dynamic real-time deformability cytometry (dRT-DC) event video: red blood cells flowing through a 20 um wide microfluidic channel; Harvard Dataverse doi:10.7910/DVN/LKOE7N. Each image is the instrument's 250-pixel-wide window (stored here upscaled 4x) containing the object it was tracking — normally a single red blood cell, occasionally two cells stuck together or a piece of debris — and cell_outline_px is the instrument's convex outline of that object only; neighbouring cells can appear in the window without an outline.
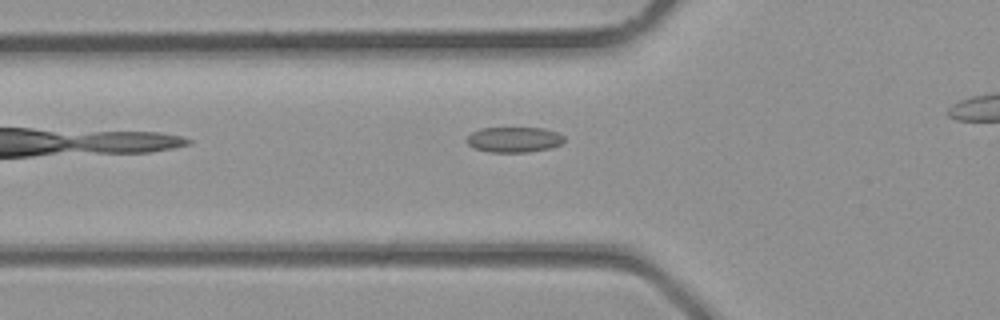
{"species": "common noctule bat (a hibernating species)", "species_latin": "Nyctalus noctula", "temperature_condition": "room temperature", "stored_images_in_passage": 4, "camera_frame_rate_fps": 3000, "um_per_image_px": 0.085, "animal": {"sex": "male", "body_mass_g": 23.1, "forearm_length_mm": 52.7}, "frame": {"image": 1, "passage_image": 4, "time_ms": 1.0, "image_size_px": [1000, 320], "cell_outline_px": [[564, 140], [560, 144], [552, 148], [528, 152], [488, 152], [472, 148], [464, 140], [472, 132], [480, 128], [544, 128], [556, 132], [564, 136]], "centroid_in_image_um": [43.66, 11.87], "position_along_channel_um": 82.1, "area_um2": 14.57}}